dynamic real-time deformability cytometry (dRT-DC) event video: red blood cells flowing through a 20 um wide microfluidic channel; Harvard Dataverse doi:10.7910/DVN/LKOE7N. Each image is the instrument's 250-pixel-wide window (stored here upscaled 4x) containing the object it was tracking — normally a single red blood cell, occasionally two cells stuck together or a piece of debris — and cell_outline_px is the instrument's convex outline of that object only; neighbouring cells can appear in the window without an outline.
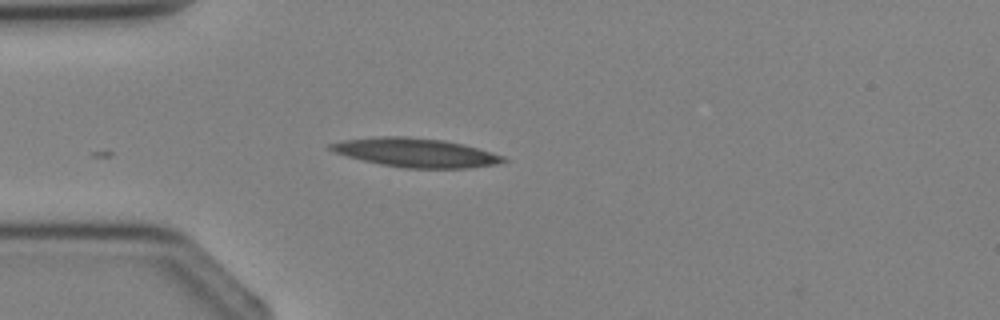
{"species": "Egyptian fruit bat (a non-hibernating species)", "species_latin": "Rousettus aegyptiacus", "temperature_condition": "cold", "stored_images_in_passage": 2, "camera_frame_rate_fps": 3000, "um_per_image_px": 0.085, "animal": {"sex": "female"}, "frame": {"image": 1, "passage_image": 2, "time_ms": 1.333, "image_size_px": [1000, 320], "cell_outline_px": [[508, 160], [496, 164], [468, 168], [404, 168], [380, 164], [348, 156], [336, 152], [328, 148], [328, 144], [344, 140], [376, 136], [404, 136], [444, 140], [464, 144], [492, 152], [504, 156]], "centroid_in_image_um": [35.36, 12.97], "position_along_channel_um": 49.6, "area_um2": 29.02}}